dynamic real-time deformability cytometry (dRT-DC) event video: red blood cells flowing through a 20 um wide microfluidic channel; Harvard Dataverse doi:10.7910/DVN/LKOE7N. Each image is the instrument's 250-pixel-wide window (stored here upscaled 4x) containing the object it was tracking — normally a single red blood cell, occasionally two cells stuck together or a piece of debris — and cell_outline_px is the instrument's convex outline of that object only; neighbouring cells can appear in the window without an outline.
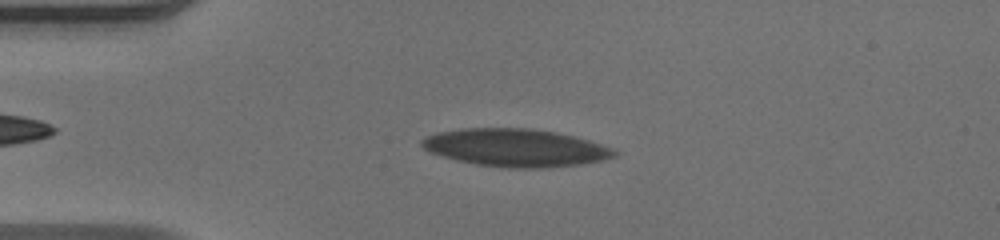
{"species": "human", "species_latin": "Homo sapiens", "temperature_condition": "warm", "stored_images_in_passage": 47, "camera_frame_rate_fps": 3000, "um_per_image_px": 0.085, "donor": {"sex": "male"}, "frame": {"image": 1, "passage_image": 8, "time_ms": 2.333, "image_size_px": [1000, 240], "cell_outline_px": [[620, 152], [616, 156], [604, 160], [580, 164], [548, 168], [508, 168], [476, 164], [456, 160], [432, 152], [424, 148], [420, 144], [420, 140], [428, 136], [440, 132], [460, 128], [532, 128], [556, 132], [588, 140], [616, 148]], "centroid_in_image_um": [43.89, 12.56], "position_along_channel_um": 41.1, "area_um2": 42.48}}
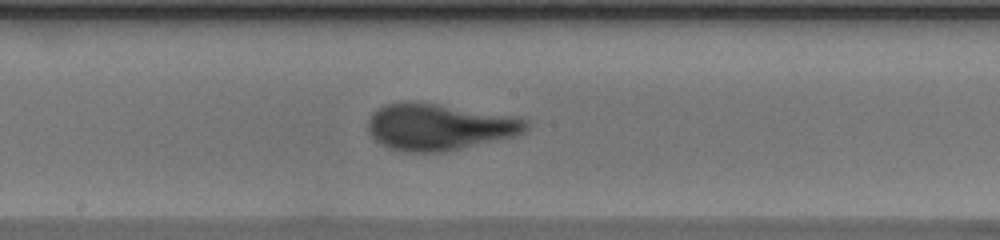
{"frame": {"image": 2, "passage_image": 23, "time_ms": 7.333, "image_size_px": [1000, 240], "cell_outline_px": [[528, 128], [524, 132], [516, 136], [444, 152], [404, 152], [388, 148], [380, 144], [368, 132], [368, 120], [372, 112], [384, 104], [412, 100], [520, 116], [528, 120]], "centroid_in_image_um": [37.34, 10.77], "position_along_channel_um": 210.9, "area_um2": 43.64}}
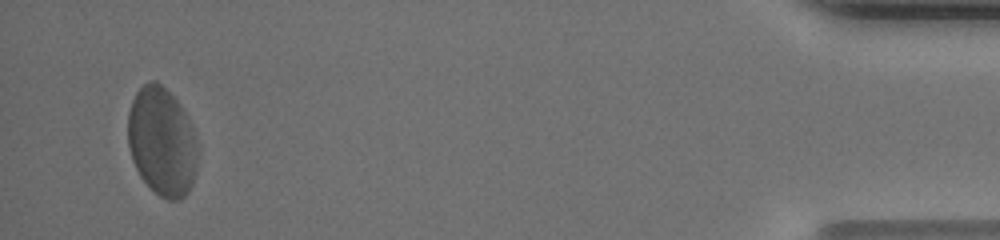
{"frame": {"image": 3, "passage_image": 45, "time_ms": 14.667, "image_size_px": [1000, 240], "cell_outline_px": [[196, 172], [192, 184], [188, 192], [180, 200], [168, 200], [160, 196], [140, 176], [132, 160], [128, 144], [128, 112], [132, 100], [136, 92], [144, 84], [152, 80], [156, 80], [180, 104], [188, 116], [196, 136]], "centroid_in_image_um": [13.76, 12.04], "position_along_channel_um": 421.4, "area_um2": 44.1}, "authors_computed_cell_mechanics": {"area_um2": 42.0784, "velocity_mm_per_s": 3.9526, "shape_relaxation_time_tau1_ms": 3.2554, "shape_relaxation_time_tau2_ms": 0.7773, "deformation_change_tau1": 0.1748, "deformation_change_tau2": 0.0686}}